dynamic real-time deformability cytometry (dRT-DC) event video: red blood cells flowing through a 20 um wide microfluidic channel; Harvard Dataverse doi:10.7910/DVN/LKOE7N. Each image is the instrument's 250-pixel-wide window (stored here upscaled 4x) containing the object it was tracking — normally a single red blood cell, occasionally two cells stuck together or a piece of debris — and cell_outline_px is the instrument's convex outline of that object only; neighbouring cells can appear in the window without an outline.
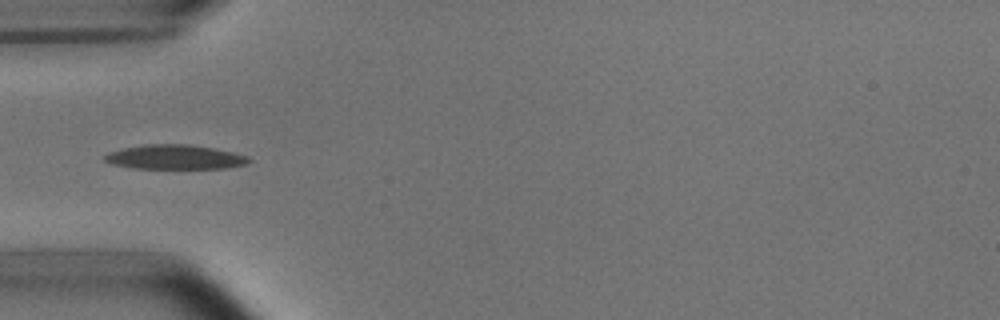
{"species": "common noctule bat (a hibernating species)", "species_latin": "Nyctalus noctula", "temperature_condition": "room temperature", "stored_images_in_passage": 7, "camera_frame_rate_fps": 3000, "um_per_image_px": 0.085, "animal": {"sex": "male", "body_mass_g": 15.6}, "frame": {"image": 1, "passage_image": 5, "time_ms": 4.667, "image_size_px": [1000, 320], "cell_outline_px": [[252, 160], [248, 164], [228, 168], [136, 168], [112, 164], [104, 160], [104, 156], [108, 152], [124, 148], [144, 144], [188, 144], [212, 148], [232, 152], [248, 156]], "centroid_in_image_um": [14.89, 13.35], "position_along_channel_um": 70.1, "area_um2": 20.46}}
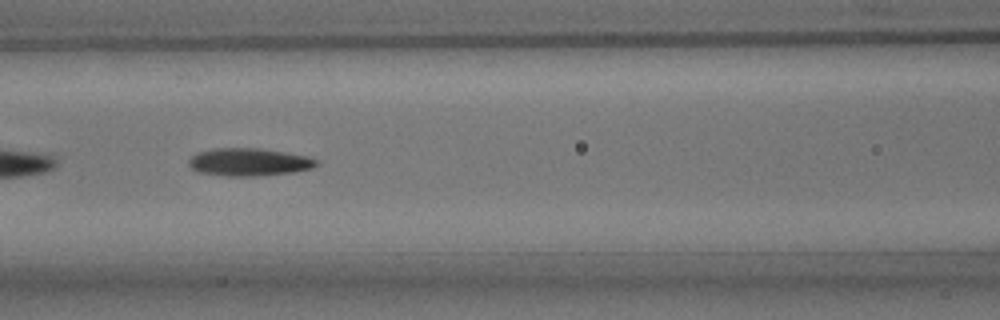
{"frame": {"image": 2, "passage_image": 7, "time_ms": 6.667, "image_size_px": [1000, 320], "cell_outline_px": [[320, 164], [312, 168], [292, 172], [256, 176], [224, 176], [196, 172], [188, 164], [188, 160], [196, 152], [212, 148], [260, 148], [308, 156], [320, 160]], "centroid_in_image_um": [21.15, 13.77], "position_along_channel_um": 145.4, "area_um2": 20.92}}